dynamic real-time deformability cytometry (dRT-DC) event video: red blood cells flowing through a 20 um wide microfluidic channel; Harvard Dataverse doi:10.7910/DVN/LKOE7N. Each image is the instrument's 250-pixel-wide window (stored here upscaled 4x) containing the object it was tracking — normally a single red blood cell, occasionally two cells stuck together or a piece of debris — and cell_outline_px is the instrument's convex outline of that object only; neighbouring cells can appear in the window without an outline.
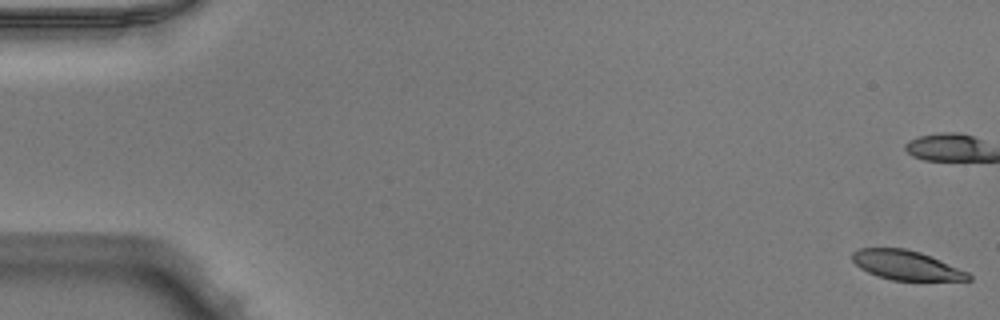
{"species": "Egyptian fruit bat (a non-hibernating species)", "species_latin": "Rousettus aegyptiacus", "temperature_condition": "warm", "stored_images_in_passage": 15, "camera_frame_rate_fps": 3000, "um_per_image_px": 0.085, "animal": {"sex": "male"}, "frame": {"image": 1, "passage_image": 1, "time_ms": 0.0, "image_size_px": [1000, 320], "cell_outline_px": [[972, 280], [892, 280], [876, 276], [860, 268], [852, 260], [852, 252], [860, 248], [904, 248], [920, 252], [968, 272], [972, 276]], "centroid_in_image_um": [77.0, 22.54], "position_along_channel_um": 8.0, "area_um2": 19.71}}